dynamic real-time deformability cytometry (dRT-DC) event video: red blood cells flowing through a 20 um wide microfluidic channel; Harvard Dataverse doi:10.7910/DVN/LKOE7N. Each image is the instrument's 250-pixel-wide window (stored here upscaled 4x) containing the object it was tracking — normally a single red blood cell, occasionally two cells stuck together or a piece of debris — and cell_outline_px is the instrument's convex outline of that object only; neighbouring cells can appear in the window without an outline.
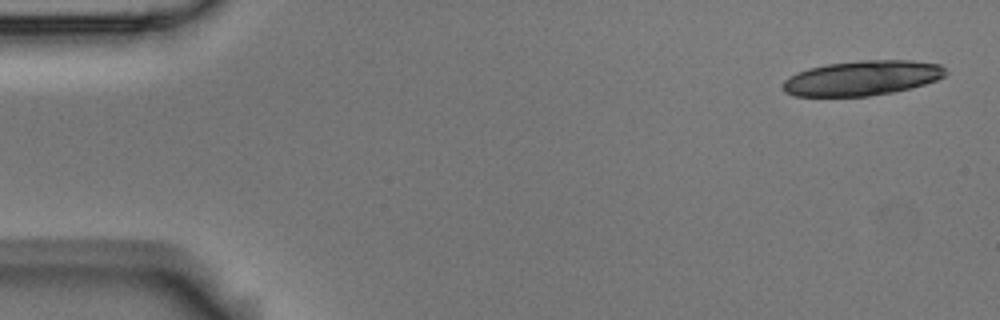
{"species": "Egyptian fruit bat (a non-hibernating species)", "species_latin": "Rousettus aegyptiacus", "temperature_condition": "room temperature", "stored_images_in_passage": 4, "camera_frame_rate_fps": 3000, "um_per_image_px": 0.085, "animal": {"sex": "male"}, "frame": {"image": 1, "passage_image": 1, "time_ms": 0.0, "image_size_px": [1000, 320], "cell_outline_px": [[948, 72], [944, 76], [936, 80], [924, 84], [892, 92], [868, 96], [796, 96], [784, 92], [780, 84], [788, 76], [796, 72], [808, 68], [828, 64], [860, 60], [912, 60], [940, 64]], "centroid_in_image_um": [73.24, 6.63], "position_along_channel_um": 11.8, "area_um2": 33.18}}